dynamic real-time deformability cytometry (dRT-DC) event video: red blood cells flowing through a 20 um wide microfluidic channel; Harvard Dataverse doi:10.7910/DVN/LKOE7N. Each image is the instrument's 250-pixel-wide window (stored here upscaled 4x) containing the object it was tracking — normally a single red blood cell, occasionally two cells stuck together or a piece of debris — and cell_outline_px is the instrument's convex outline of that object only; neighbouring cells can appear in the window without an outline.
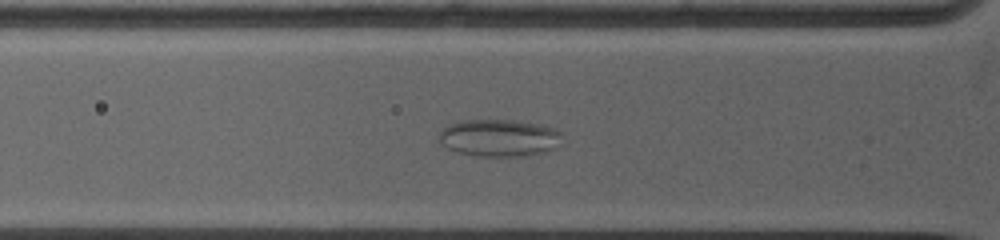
{"species": "common noctule bat (a hibernating species)", "species_latin": "Nyctalus noctula", "temperature_condition": "warm", "stored_images_in_passage": 20, "camera_frame_rate_fps": 5000, "um_per_image_px": 0.085, "animal": {"sex": "female", "body_mass_g": 19.0, "forearm_length_mm": 53.3}, "frame": {"image": 1, "passage_image": 5, "time_ms": 2.4, "image_size_px": [1000, 240], "cell_outline_px": [[556, 148], [548, 152], [528, 156], [476, 156], [456, 152], [440, 144], [440, 132], [444, 128], [452, 124], [468, 120], [508, 120], [536, 124], [548, 128], [556, 132]], "centroid_in_image_um": [42.34, 11.75], "position_along_channel_um": 83.5, "area_um2": 25.95}}
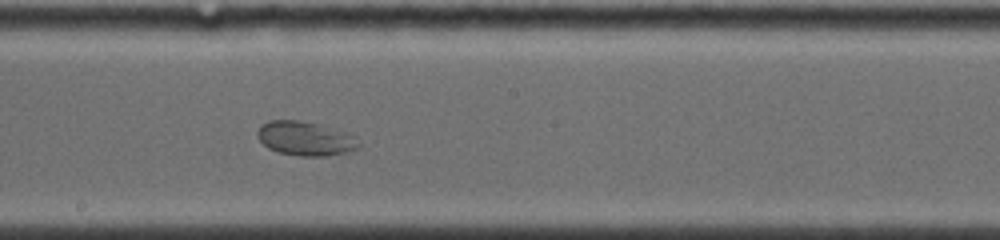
{"frame": {"image": 2, "passage_image": 11, "time_ms": 6.0, "image_size_px": [1000, 240], "cell_outline_px": [[364, 148], [348, 152], [328, 156], [300, 156], [276, 152], [268, 148], [260, 140], [260, 128], [264, 124], [272, 120], [296, 120], [312, 124], [360, 144]], "centroid_in_image_um": [25.84, 11.85], "position_along_channel_um": 222.4, "area_um2": 18.55}}
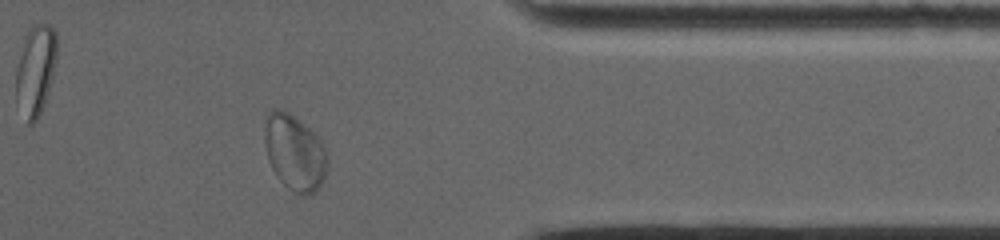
{"frame": {"image": 3, "passage_image": 19, "time_ms": 10.6, "image_size_px": [1000, 240], "cell_outline_px": [[328, 164], [324, 180], [316, 192], [308, 196], [300, 196], [288, 188], [276, 176], [268, 160], [264, 140], [264, 128], [268, 112], [272, 108], [276, 108], [288, 112], [308, 128], [320, 140], [328, 156]], "centroid_in_image_um": [25.04, 13.01], "position_along_channel_um": 386.4, "area_um2": 27.92}}